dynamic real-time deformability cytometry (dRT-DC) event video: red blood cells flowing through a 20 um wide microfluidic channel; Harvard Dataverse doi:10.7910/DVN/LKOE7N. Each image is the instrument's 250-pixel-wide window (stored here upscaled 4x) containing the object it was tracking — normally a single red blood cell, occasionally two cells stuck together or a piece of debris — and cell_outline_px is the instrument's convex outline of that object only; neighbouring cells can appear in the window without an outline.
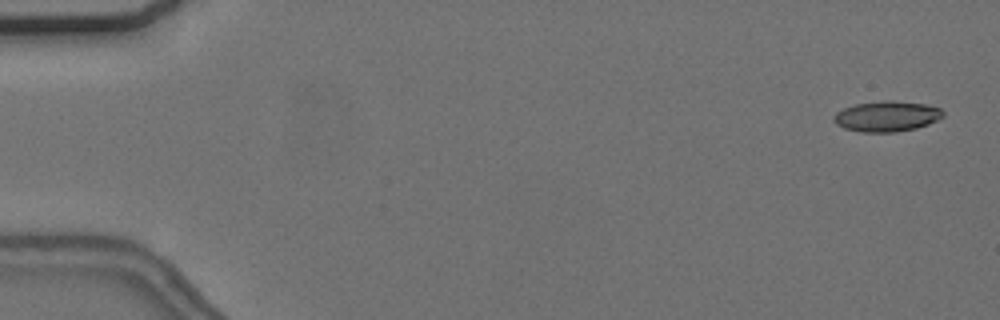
{"species": "common noctule bat (a hibernating species)", "species_latin": "Nyctalus noctula", "temperature_condition": "cold", "stored_images_in_passage": 56, "camera_frame_rate_fps": 3000, "um_per_image_px": 0.085, "animal": {"sex": "female", "body_mass_g": 24.6, "forearm_length_mm": 56.2}, "frame": {"image": 1, "passage_image": 2, "time_ms": 0.333, "image_size_px": [1000, 320], "cell_outline_px": [[944, 116], [928, 124], [916, 128], [896, 132], [860, 132], [844, 128], [836, 124], [832, 120], [832, 116], [836, 112], [844, 108], [856, 104], [884, 100], [892, 100], [924, 104], [940, 108], [944, 112]], "centroid_in_image_um": [75.35, 9.89], "position_along_channel_um": 9.7, "area_um2": 19.48}}
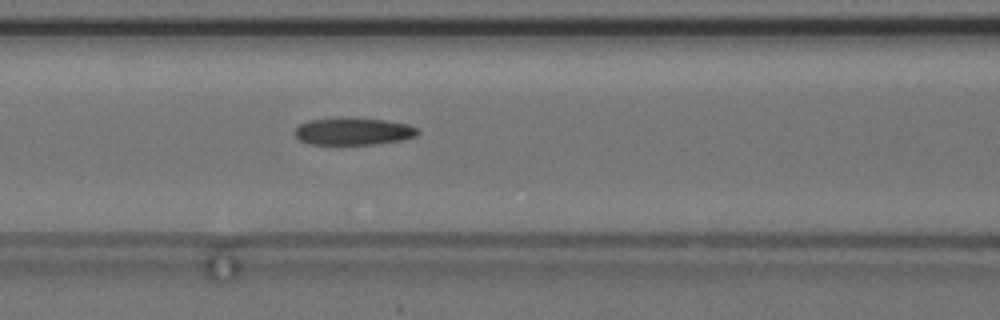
{"frame": {"image": 2, "passage_image": 24, "time_ms": 7.667, "image_size_px": [1000, 320], "cell_outline_px": [[420, 132], [416, 136], [404, 140], [376, 144], [308, 144], [300, 140], [296, 136], [296, 128], [300, 124], [308, 120], [388, 120], [408, 124], [420, 128]], "centroid_in_image_um": [30.12, 11.21], "position_along_channel_um": 136.5, "area_um2": 18.9}}
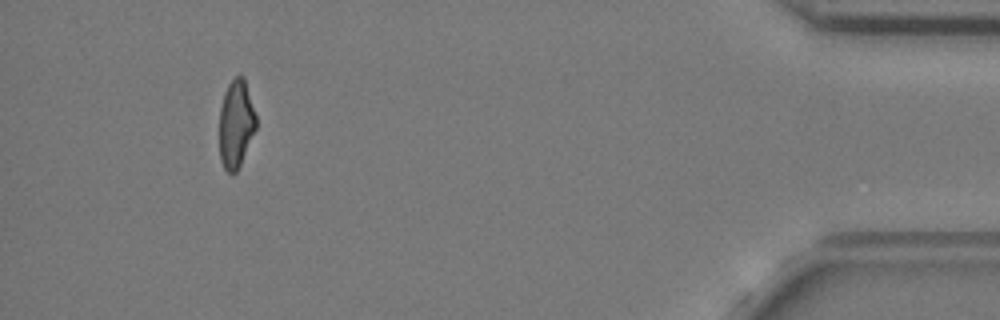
{"frame": {"image": 3, "passage_image": 52, "time_ms": 17.0, "image_size_px": [1000, 320], "cell_outline_px": [[256, 128], [240, 164], [236, 172], [232, 176], [224, 168], [220, 160], [220, 108], [224, 92], [228, 84], [236, 76], [244, 76], [256, 116]], "centroid_in_image_um": [20.05, 10.53], "position_along_channel_um": 415.1, "area_um2": 18.67}, "authors_computed_cell_mechanics": {"area_um2": 19.7676, "velocity_mm_per_s": 3.6932, "shape_relaxation_time_tau1_ms": 3.5613, "shape_relaxation_time_tau2_ms": 2.7764, "deformation_change_tau1": 0.1408, "deformation_change_tau2": 0.1306}}